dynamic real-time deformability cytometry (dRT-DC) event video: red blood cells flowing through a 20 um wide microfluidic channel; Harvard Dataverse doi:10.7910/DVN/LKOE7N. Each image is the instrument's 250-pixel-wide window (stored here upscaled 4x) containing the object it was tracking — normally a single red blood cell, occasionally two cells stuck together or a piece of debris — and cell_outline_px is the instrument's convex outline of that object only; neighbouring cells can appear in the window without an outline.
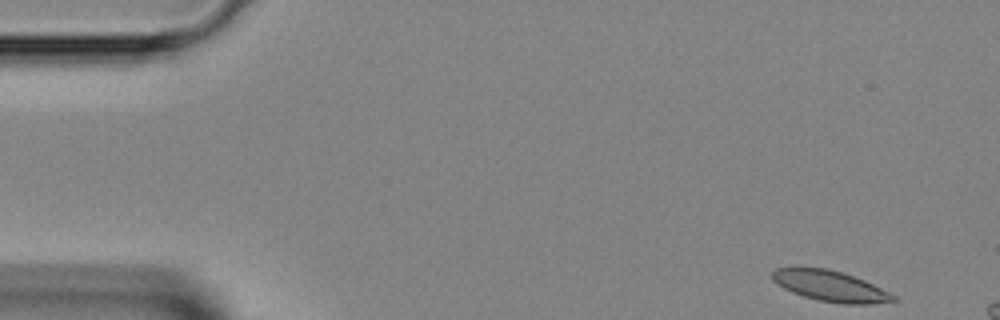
{"species": "Egyptian fruit bat (a non-hibernating species)", "species_latin": "Rousettus aegyptiacus", "temperature_condition": "room temperature", "stored_images_in_passage": 8, "camera_frame_rate_fps": 3000, "um_per_image_px": 0.085, "animal": {"sex": "female"}, "frame": {"image": 1, "passage_image": 1, "time_ms": 0.0, "image_size_px": [1000, 320], "cell_outline_px": [[900, 300], [872, 304], [844, 304], [816, 300], [792, 292], [776, 284], [772, 280], [772, 272], [776, 268], [828, 268], [864, 280], [896, 296]], "centroid_in_image_um": [70.58, 24.33], "position_along_channel_um": 14.4, "area_um2": 21.5}}